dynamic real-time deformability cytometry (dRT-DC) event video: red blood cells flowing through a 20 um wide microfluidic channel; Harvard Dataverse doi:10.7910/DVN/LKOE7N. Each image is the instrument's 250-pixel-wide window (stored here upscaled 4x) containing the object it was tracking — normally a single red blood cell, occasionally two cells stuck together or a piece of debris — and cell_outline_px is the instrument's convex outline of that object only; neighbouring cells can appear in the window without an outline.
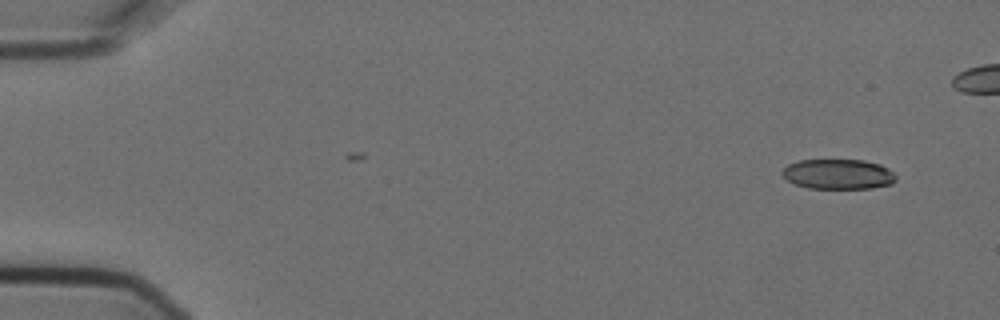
{"species": "Egyptian fruit bat (a non-hibernating species)", "species_latin": "Rousettus aegyptiacus", "temperature_condition": "cold", "stored_images_in_passage": 9, "camera_frame_rate_fps": 3000, "um_per_image_px": 0.085, "animal": {"sex": "female"}, "frame": {"image": 1, "passage_image": 1, "time_ms": 0.0, "image_size_px": [1000, 320], "cell_outline_px": [[896, 180], [892, 184], [872, 188], [808, 188], [796, 184], [788, 180], [780, 172], [788, 164], [800, 160], [864, 160], [880, 164], [888, 168], [896, 176]], "centroid_in_image_um": [71.26, 14.8], "position_along_channel_um": 13.7, "area_um2": 19.88}}
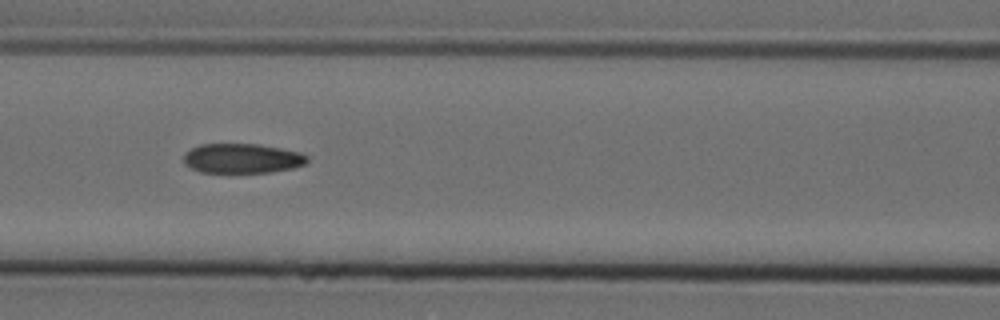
{"frame": {"image": 2, "passage_image": 7, "time_ms": 2.0, "image_size_px": [1000, 320], "cell_outline_px": [[308, 160], [304, 164], [292, 168], [272, 172], [200, 172], [184, 164], [184, 156], [192, 148], [200, 144], [260, 144], [304, 152], [308, 156]], "centroid_in_image_um": [20.63, 13.45], "position_along_channel_um": 146.0, "area_um2": 21.39}}
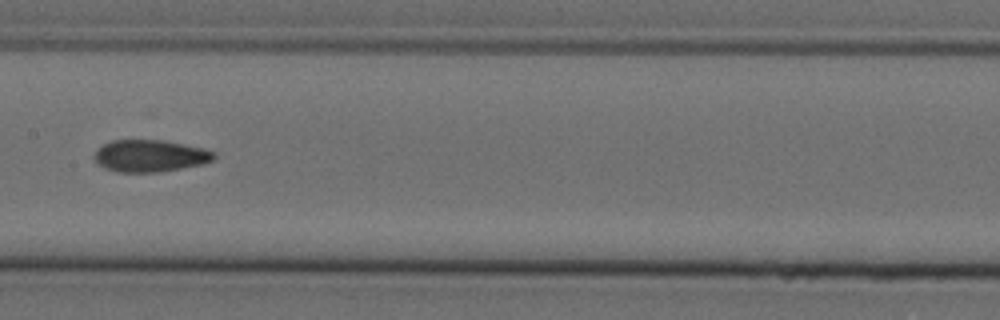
{"frame": {"image": 3, "passage_image": 8, "time_ms": 2.333, "image_size_px": [1000, 320], "cell_outline_px": [[216, 156], [212, 160], [204, 164], [160, 172], [116, 172], [104, 168], [96, 164], [92, 156], [104, 144], [112, 140], [164, 140], [204, 148], [216, 152]], "centroid_in_image_um": [12.75, 13.25], "position_along_channel_um": 194.6, "area_um2": 22.54}}